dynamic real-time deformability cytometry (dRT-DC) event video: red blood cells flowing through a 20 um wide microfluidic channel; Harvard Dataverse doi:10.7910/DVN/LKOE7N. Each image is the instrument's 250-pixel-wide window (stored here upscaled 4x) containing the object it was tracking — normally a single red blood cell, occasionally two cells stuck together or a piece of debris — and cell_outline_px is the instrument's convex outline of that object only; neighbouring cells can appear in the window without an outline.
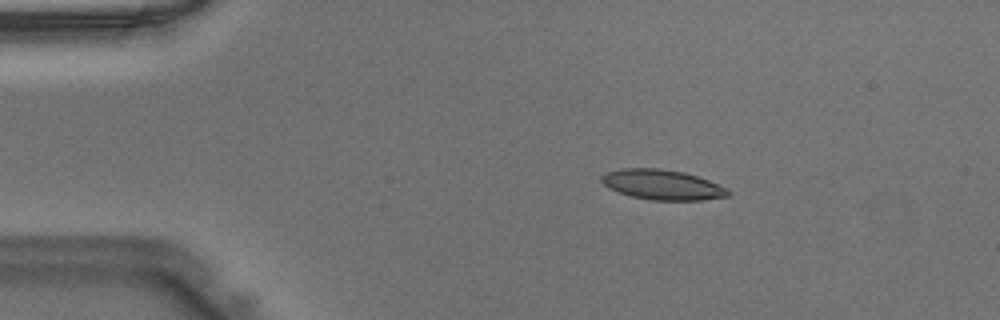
{"species": "Egyptian fruit bat (a non-hibernating species)", "species_latin": "Rousettus aegyptiacus", "temperature_condition": "warm", "stored_images_in_passage": 41, "camera_frame_rate_fps": 3000, "um_per_image_px": 0.085, "animal": {"sex": "male"}, "frame": {"image": 1, "passage_image": 3, "time_ms": 0.667, "image_size_px": [1000, 320], "cell_outline_px": [[732, 192], [728, 196], [704, 200], [652, 200], [632, 196], [608, 188], [600, 180], [600, 176], [608, 172], [620, 168], [660, 168], [684, 172], [708, 180], [728, 188]], "centroid_in_image_um": [56.31, 15.7], "position_along_channel_um": 28.7, "area_um2": 22.2}}
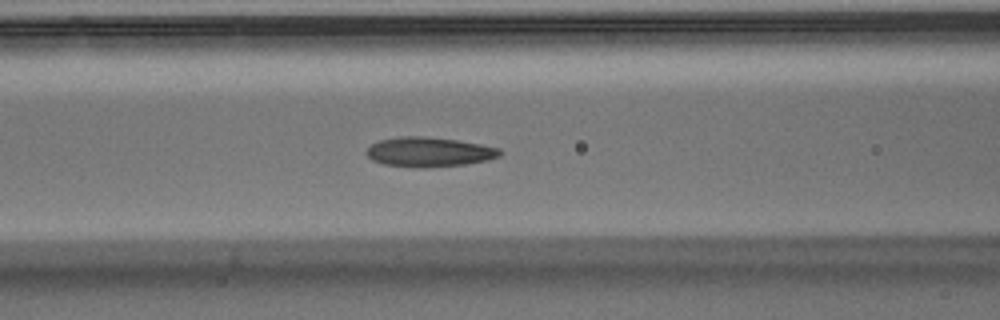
{"frame": {"image": 2, "passage_image": 14, "time_ms": 4.333, "image_size_px": [1000, 320], "cell_outline_px": [[504, 152], [500, 156], [488, 160], [464, 164], [424, 168], [384, 164], [372, 160], [364, 152], [372, 144], [380, 140], [400, 136], [424, 136], [456, 140], [480, 144], [500, 148]], "centroid_in_image_um": [36.49, 12.91], "position_along_channel_um": 130.1, "area_um2": 23.0}}
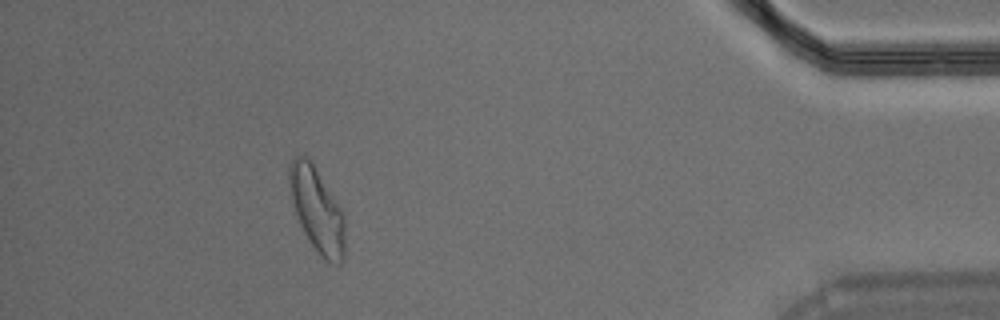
{"frame": {"image": 3, "passage_image": 37, "time_ms": 12.0, "image_size_px": [1000, 320], "cell_outline_px": [[344, 260], [340, 264], [332, 264], [320, 256], [304, 232], [300, 224], [296, 212], [288, 180], [288, 164], [296, 156], [304, 152], [312, 160], [344, 212]], "centroid_in_image_um": [26.96, 17.77], "position_along_channel_um": 408.2, "area_um2": 27.63}}